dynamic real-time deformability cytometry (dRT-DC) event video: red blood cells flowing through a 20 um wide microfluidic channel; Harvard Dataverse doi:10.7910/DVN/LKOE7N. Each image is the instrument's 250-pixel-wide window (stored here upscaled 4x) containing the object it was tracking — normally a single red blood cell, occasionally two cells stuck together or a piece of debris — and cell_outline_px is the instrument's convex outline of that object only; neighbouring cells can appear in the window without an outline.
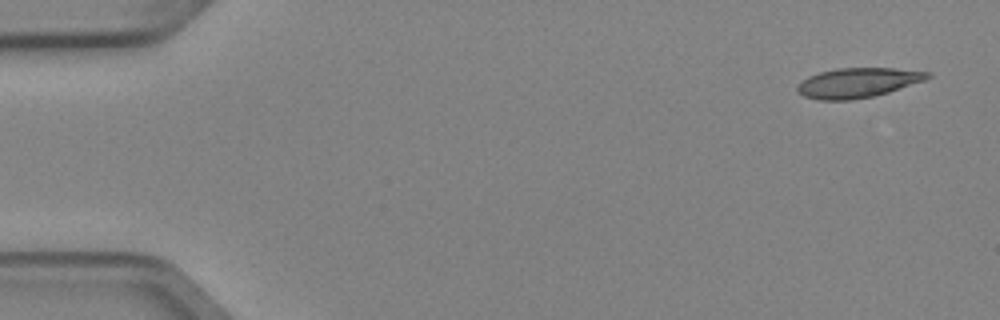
{"species": "Egyptian fruit bat (a non-hibernating species)", "species_latin": "Rousettus aegyptiacus", "temperature_condition": "cold", "stored_images_in_passage": 4, "camera_frame_rate_fps": 3000, "um_per_image_px": 0.085, "animal": {"sex": "female"}, "frame": {"image": 1, "passage_image": 1, "time_ms": 0.0, "image_size_px": [1000, 320], "cell_outline_px": [[932, 76], [924, 80], [888, 92], [872, 96], [852, 100], [820, 100], [804, 96], [796, 92], [796, 88], [808, 76], [820, 72], [836, 68], [892, 68], [932, 72]], "centroid_in_image_um": [72.91, 7.03], "position_along_channel_um": 12.1, "area_um2": 22.43}}
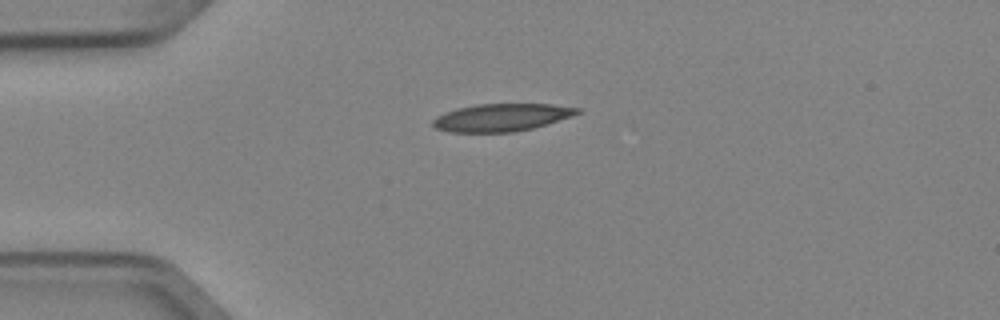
{"frame": {"image": 2, "passage_image": 4, "time_ms": 1.0, "image_size_px": [1000, 320], "cell_outline_px": [[580, 112], [572, 116], [532, 128], [512, 132], [448, 132], [436, 128], [432, 124], [432, 120], [436, 116], [444, 112], [456, 108], [476, 104], [552, 104], [580, 108]], "centroid_in_image_um": [42.59, 9.98], "position_along_channel_um": 42.4, "area_um2": 23.18}}